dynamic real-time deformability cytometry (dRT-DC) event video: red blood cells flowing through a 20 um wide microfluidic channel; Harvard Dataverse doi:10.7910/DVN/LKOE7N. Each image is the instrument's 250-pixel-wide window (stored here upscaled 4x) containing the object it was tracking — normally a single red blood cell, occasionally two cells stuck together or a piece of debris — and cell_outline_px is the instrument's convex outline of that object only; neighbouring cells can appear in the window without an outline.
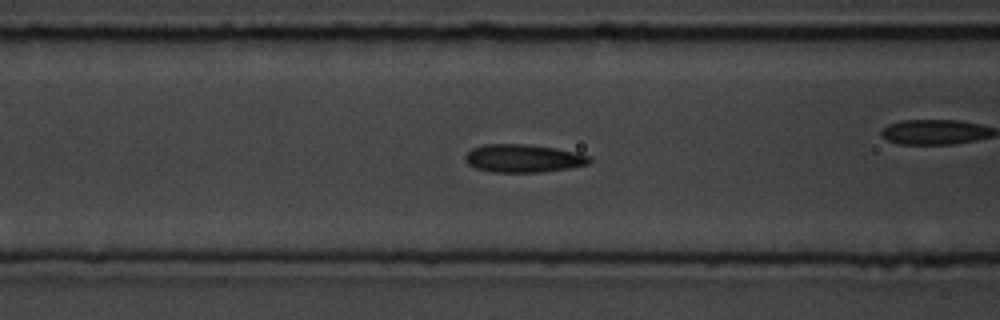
{"species": "common noctule bat (a hibernating species)", "species_latin": "Nyctalus noctula", "temperature_condition": "room temperature", "stored_images_in_passage": 42, "camera_frame_rate_fps": 3000, "um_per_image_px": 0.085, "animal": {"sex": "male", "body_mass_g": 19.5, "forearm_length_mm": 54.6}, "frame": {"image": 1, "passage_image": 7, "time_ms": 2.0, "image_size_px": [1000, 320], "cell_outline_px": [[592, 160], [588, 164], [568, 168], [540, 172], [492, 172], [476, 168], [468, 164], [464, 160], [464, 156], [472, 148], [484, 144], [528, 144], [556, 148], [576, 152], [592, 156]], "centroid_in_image_um": [44.48, 13.45], "position_along_channel_um": 122.1, "area_um2": 20.4}}
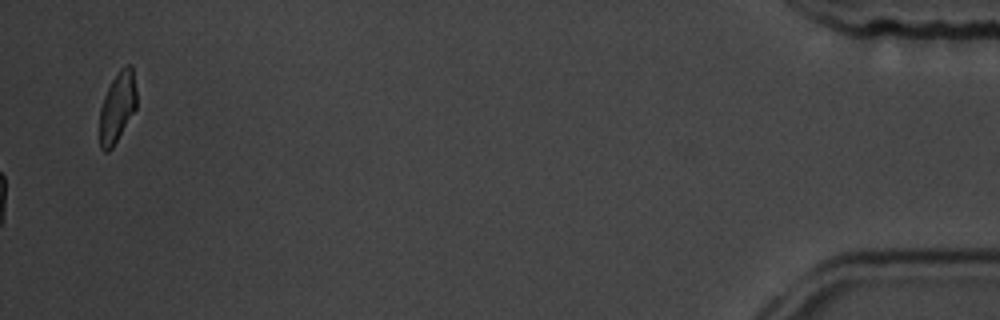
{"frame": {"image": 2, "passage_image": 42, "time_ms": 13.667, "image_size_px": [1000, 320], "cell_outline_px": [[136, 108], [112, 148], [108, 152], [104, 152], [100, 148], [100, 108], [104, 96], [112, 80], [120, 68], [128, 64], [132, 64], [136, 92]], "centroid_in_image_um": [9.97, 9.1], "position_along_channel_um": 425.2, "area_um2": 15.03}, "authors_computed_cell_mechanics": {"area_um2": 19.2185, "velocity_mm_per_s": 3.6301, "shape_relaxation_time_tau1_ms": 2.8515, "shape_relaxation_time_tau2_ms": 2.1436, "deformation_change_tau1": 0.1199, "deformation_change_tau2": 0.0963}}